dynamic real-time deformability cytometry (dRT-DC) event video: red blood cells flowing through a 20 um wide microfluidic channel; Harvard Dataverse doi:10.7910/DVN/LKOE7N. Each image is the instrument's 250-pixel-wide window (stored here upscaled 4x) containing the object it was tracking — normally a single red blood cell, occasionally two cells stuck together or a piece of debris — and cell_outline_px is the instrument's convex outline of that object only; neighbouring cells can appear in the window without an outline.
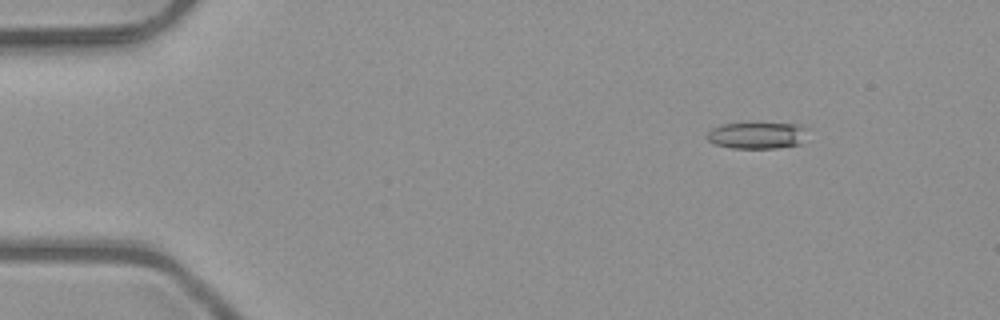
{"species": "common noctule bat (a hibernating species)", "species_latin": "Nyctalus noctula", "temperature_condition": "room temperature", "stored_images_in_passage": 4, "camera_frame_rate_fps": 3000, "um_per_image_px": 0.085, "animal": {"sex": "male", "body_mass_g": 23.1, "forearm_length_mm": 52.7}, "frame": {"image": 1, "passage_image": 1, "time_ms": 0.0, "image_size_px": [1000, 320], "cell_outline_px": [[808, 128], [800, 144], [776, 148], [732, 148], [716, 144], [708, 140], [704, 136], [712, 128], [724, 124], [796, 124]], "centroid_in_image_um": [64.33, 11.52], "position_along_channel_um": 20.7, "area_um2": 15.32}}